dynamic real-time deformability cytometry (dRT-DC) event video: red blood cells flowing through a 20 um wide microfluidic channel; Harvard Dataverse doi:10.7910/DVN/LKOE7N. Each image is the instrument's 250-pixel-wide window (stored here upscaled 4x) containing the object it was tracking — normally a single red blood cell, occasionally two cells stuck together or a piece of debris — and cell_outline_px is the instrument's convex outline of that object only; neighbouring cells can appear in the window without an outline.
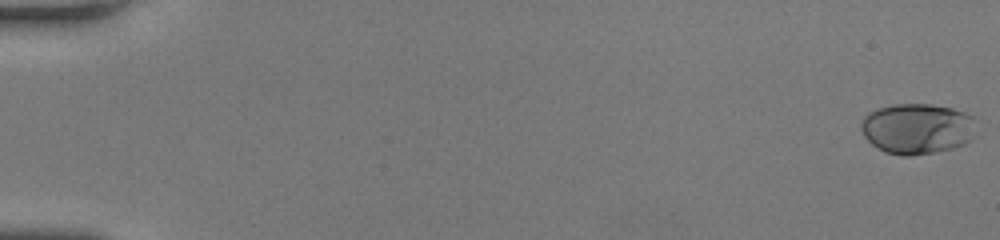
{"species": "human", "species_latin": "Homo sapiens", "temperature_condition": "room temperature", "stored_images_in_passage": 55, "camera_frame_rate_fps": 3000, "um_per_image_px": 0.085, "donor": {"sex": "female"}, "frame": {"image": 1, "passage_image": 1, "time_ms": 0.0, "image_size_px": [1000, 240], "cell_outline_px": [[972, 116], [968, 140], [964, 144], [952, 148], [912, 156], [900, 156], [884, 152], [872, 144], [864, 136], [860, 128], [860, 120], [868, 112], [876, 108], [892, 104], [932, 104], [952, 108], [964, 112]], "centroid_in_image_um": [77.83, 10.92], "position_along_channel_um": 7.2, "area_um2": 33.64}}
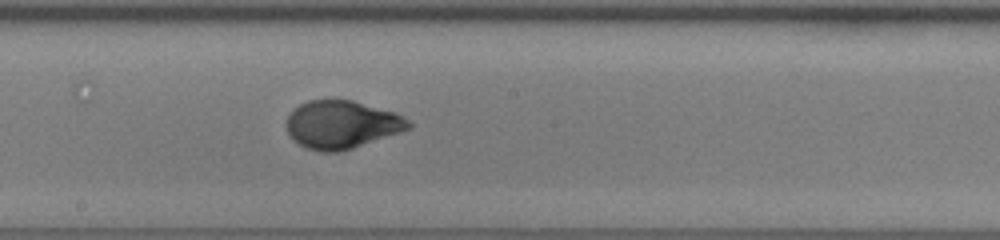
{"frame": {"image": 2, "passage_image": 32, "time_ms": 10.333, "image_size_px": [1000, 240], "cell_outline_px": [[412, 128], [340, 152], [320, 152], [308, 148], [300, 144], [288, 132], [284, 124], [288, 116], [300, 104], [308, 100], [352, 100], [392, 112], [404, 116], [412, 124]], "centroid_in_image_um": [29.04, 10.59], "position_along_channel_um": 219.2, "area_um2": 33.76}}
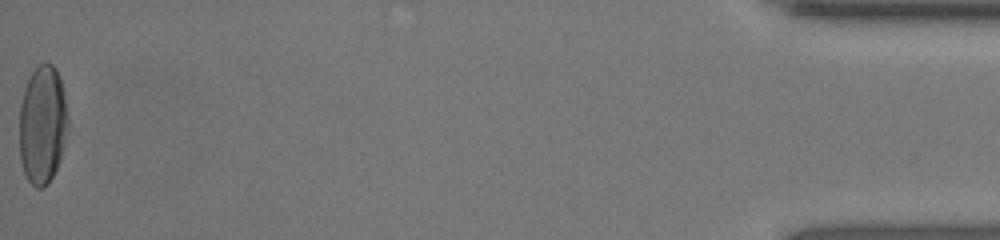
{"frame": {"image": 3, "passage_image": 55, "time_ms": 18.0, "image_size_px": [1000, 240], "cell_outline_px": [[68, 128], [64, 148], [60, 160], [48, 184], [40, 188], [36, 188], [28, 180], [24, 172], [20, 160], [20, 104], [24, 88], [32, 72], [40, 64], [52, 64], [56, 68], [60, 76], [64, 92], [68, 112]], "centroid_in_image_um": [3.63, 10.6], "position_along_channel_um": 431.6, "area_um2": 33.81}, "authors_computed_cell_mechanics": {"area_um2": 33.6396, "velocity_mm_per_s": 3.9711, "shape_relaxation_time_tau1_ms": 4.2698, "shape_relaxation_time_tau2_ms": null, "deformation_change_tau1": 0.2251, "deformation_change_tau2": null}}